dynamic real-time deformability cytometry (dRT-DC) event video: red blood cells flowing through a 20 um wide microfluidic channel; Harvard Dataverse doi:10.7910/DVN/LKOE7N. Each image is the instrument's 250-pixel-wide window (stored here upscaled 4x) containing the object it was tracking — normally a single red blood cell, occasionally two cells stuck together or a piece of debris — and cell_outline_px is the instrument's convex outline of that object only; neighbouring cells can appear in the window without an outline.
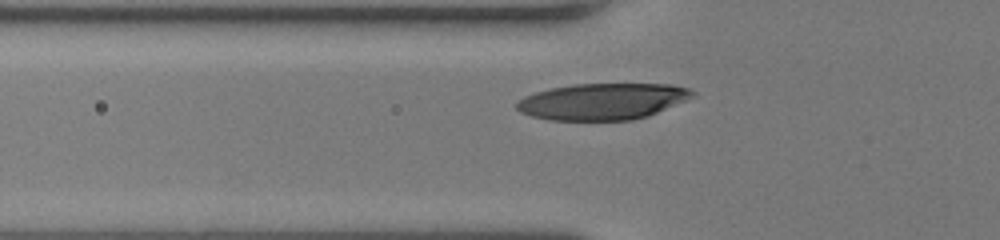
{"species": "human", "species_latin": "Homo sapiens", "temperature_condition": "room temperature", "stored_images_in_passage": 30, "camera_frame_rate_fps": 3000, "um_per_image_px": 0.085, "donor": {"sex": "female"}, "frame": {"image": 1, "passage_image": 5, "time_ms": 1.333, "image_size_px": [1000, 240], "cell_outline_px": [[696, 92], [692, 96], [684, 100], [648, 116], [632, 120], [548, 120], [532, 116], [520, 112], [516, 108], [516, 100], [524, 96], [536, 92], [552, 88], [576, 84], [672, 84], [688, 88]], "centroid_in_image_um": [51.17, 8.62], "position_along_channel_um": 74.6, "area_um2": 37.11}}
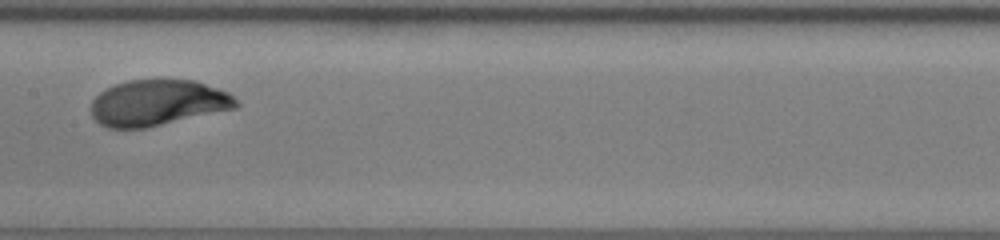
{"frame": {"image": 2, "passage_image": 14, "time_ms": 4.333, "image_size_px": [1000, 240], "cell_outline_px": [[240, 104], [236, 108], [144, 128], [108, 128], [100, 124], [92, 116], [92, 100], [100, 92], [116, 84], [128, 80], [160, 76], [196, 80], [228, 92]], "centroid_in_image_um": [13.42, 8.68], "position_along_channel_um": 194.0, "area_um2": 39.48}}
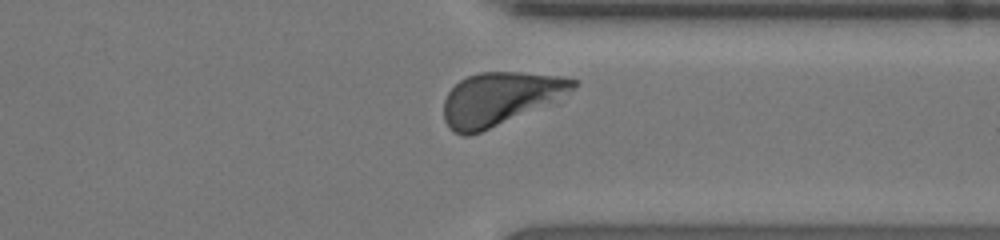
{"frame": {"image": 3, "passage_image": 27, "time_ms": 8.667, "image_size_px": [1000, 240], "cell_outline_px": [[580, 84], [548, 100], [480, 132], [468, 136], [464, 136], [452, 132], [448, 128], [444, 120], [444, 100], [448, 92], [460, 80], [468, 76], [480, 72], [520, 72], [564, 76], [580, 80]], "centroid_in_image_um": [42.36, 8.35], "position_along_channel_um": 369.0, "area_um2": 38.26}, "authors_computed_cell_mechanics": {"area_um2": 39.304, "velocity_mm_per_s": 4.014, "shape_relaxation_time_tau1_ms": 2.8755, "shape_relaxation_time_tau2_ms": null, "deformation_change_tau1": 0.1624, "deformation_change_tau2": null}}